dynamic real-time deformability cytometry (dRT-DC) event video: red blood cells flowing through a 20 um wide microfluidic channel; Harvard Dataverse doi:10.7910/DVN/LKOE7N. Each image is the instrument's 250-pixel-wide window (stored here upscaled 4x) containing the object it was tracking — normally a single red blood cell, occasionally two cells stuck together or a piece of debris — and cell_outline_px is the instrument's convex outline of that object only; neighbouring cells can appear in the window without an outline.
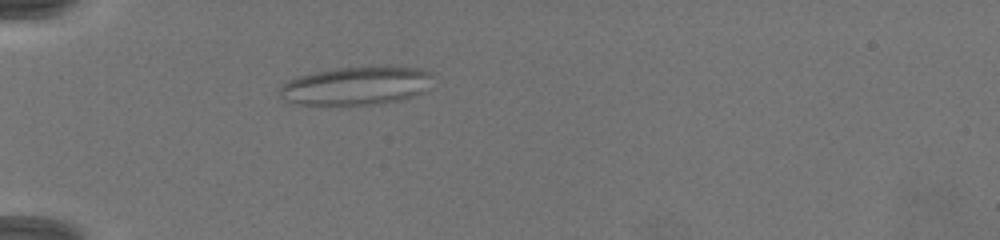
{"species": "common noctule bat (a hibernating species)", "species_latin": "Nyctalus noctula", "temperature_condition": "warm", "stored_images_in_passage": 42, "camera_frame_rate_fps": 3000, "um_per_image_px": 0.085, "animal": {"sex": "female", "body_mass_g": 19.5, "forearm_length_mm": 54.1}, "frame": {"image": 1, "passage_image": 7, "time_ms": 1.0, "image_size_px": [1000, 240], "cell_outline_px": [[432, 76], [420, 92], [412, 96], [400, 100], [376, 104], [296, 104], [288, 100], [280, 92], [280, 88], [288, 80], [300, 76], [340, 68], [416, 68], [428, 72]], "centroid_in_image_um": [30.23, 7.31], "position_along_channel_um": 54.8, "area_um2": 32.48}}
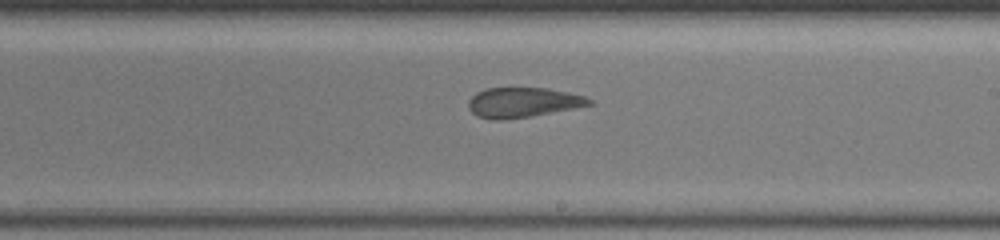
{"frame": {"image": 2, "passage_image": 29, "time_ms": 6.0, "image_size_px": [1000, 240], "cell_outline_px": [[592, 104], [572, 108], [528, 116], [500, 120], [492, 120], [476, 116], [468, 108], [468, 100], [476, 92], [488, 88], [548, 88], [568, 92], [584, 96], [592, 100]], "centroid_in_image_um": [44.38, 8.7], "position_along_channel_um": 244.6, "area_um2": 20.81}}
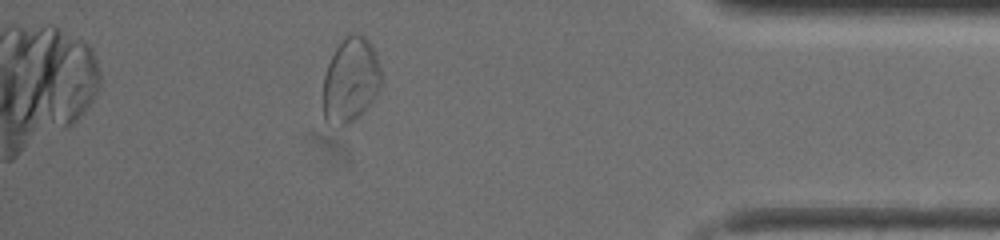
{"frame": {"image": 3, "passage_image": 42, "time_ms": 10.667, "image_size_px": [1000, 240], "cell_outline_px": [[380, 84], [376, 92], [368, 104], [348, 124], [340, 128], [336, 128], [328, 124], [324, 120], [324, 76], [328, 64], [336, 48], [344, 36], [348, 32], [356, 32], [364, 36], [372, 44], [380, 68]], "centroid_in_image_um": [29.76, 6.78], "position_along_channel_um": 405.4, "area_um2": 28.44}, "authors_computed_cell_mechanics": {"area_um2": 24.6228, "velocity_mm_per_s": 4.1631, "shape_relaxation_time_tau1_ms": null, "shape_relaxation_time_tau2_ms": 1.5417, "deformation_change_tau1": null, "deformation_change_tau2": 0.0947}}